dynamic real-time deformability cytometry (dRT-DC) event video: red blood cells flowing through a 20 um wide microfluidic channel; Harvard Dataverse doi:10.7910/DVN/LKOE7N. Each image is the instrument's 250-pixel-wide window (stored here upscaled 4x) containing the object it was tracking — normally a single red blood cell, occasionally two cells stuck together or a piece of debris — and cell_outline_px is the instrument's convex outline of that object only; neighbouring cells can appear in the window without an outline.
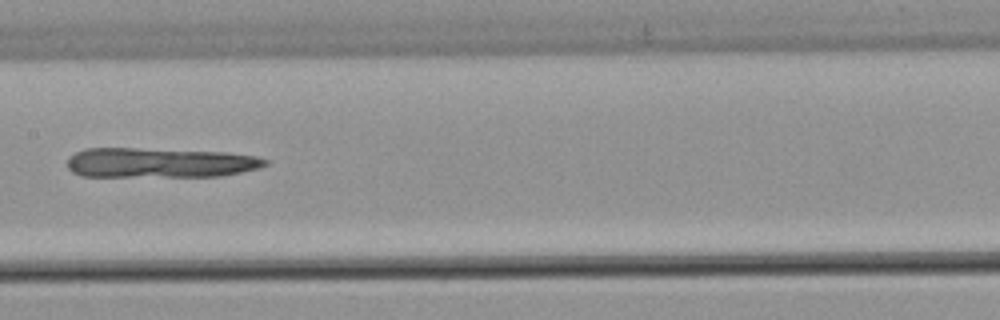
{"species": "common noctule bat (a hibernating species)", "species_latin": "Nyctalus noctula", "temperature_condition": "warm", "stored_images_in_passage": 5, "camera_frame_rate_fps": 3000, "um_per_image_px": 0.085, "animal": {"sex": "male", "body_mass_g": 21.5, "forearm_length_mm": 52.0}, "frame": {"image": 1, "passage_image": 5, "time_ms": 1.333, "image_size_px": [1000, 320], "cell_outline_px": [[268, 164], [260, 168], [220, 176], [80, 176], [72, 172], [68, 168], [68, 156], [84, 148], [136, 148], [224, 152], [256, 156], [268, 160]], "centroid_in_image_um": [13.56, 13.83], "position_along_channel_um": 193.8, "area_um2": 34.45}}